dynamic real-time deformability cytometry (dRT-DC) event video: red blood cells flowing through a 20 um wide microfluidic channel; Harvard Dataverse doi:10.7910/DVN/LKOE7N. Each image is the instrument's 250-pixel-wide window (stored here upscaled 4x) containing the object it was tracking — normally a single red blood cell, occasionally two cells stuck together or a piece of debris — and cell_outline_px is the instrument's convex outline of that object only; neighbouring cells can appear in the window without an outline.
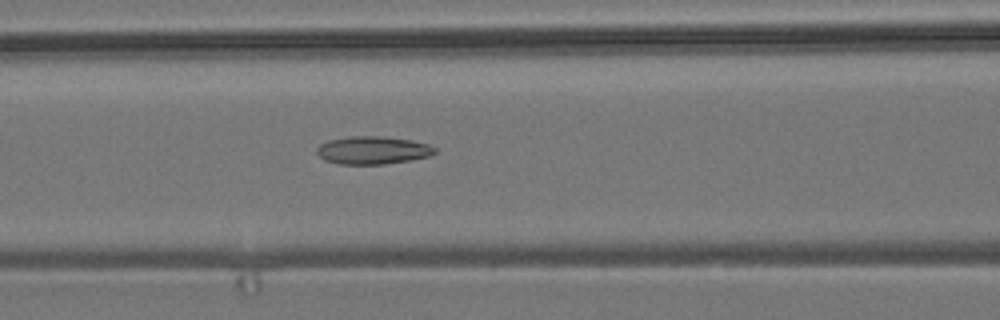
{"species": "common noctule bat (a hibernating species)", "species_latin": "Nyctalus noctula", "temperature_condition": "room temperature", "stored_images_in_passage": 55, "camera_frame_rate_fps": 3000, "um_per_image_px": 0.085, "animal": {"sex": "male", "body_mass_g": 19.2, "forearm_length_mm": 51.8}, "frame": {"image": 1, "passage_image": 23, "time_ms": 7.333, "image_size_px": [1000, 320], "cell_outline_px": [[436, 152], [428, 156], [412, 160], [384, 164], [340, 164], [324, 160], [316, 152], [316, 148], [320, 144], [328, 140], [348, 136], [384, 136], [412, 140], [428, 144], [436, 148]], "centroid_in_image_um": [31.67, 12.76], "position_along_channel_um": 134.9, "area_um2": 19.31}}
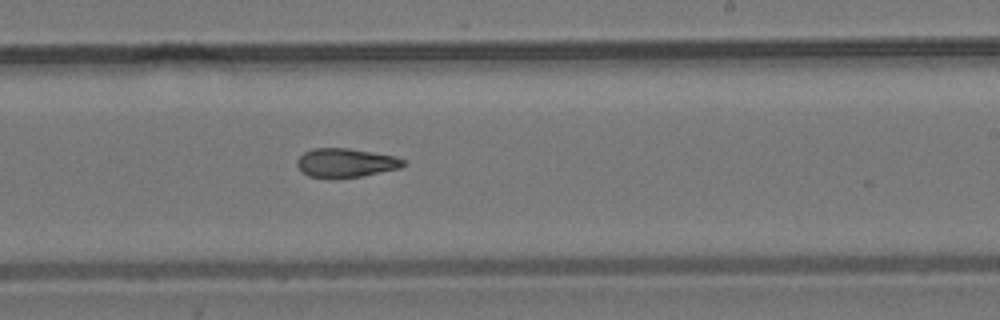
{"frame": {"image": 2, "passage_image": 33, "time_ms": 10.667, "image_size_px": [1000, 320], "cell_outline_px": [[408, 164], [400, 168], [360, 176], [308, 176], [300, 172], [296, 164], [296, 160], [304, 152], [312, 148], [348, 148], [396, 156], [404, 160]], "centroid_in_image_um": [29.38, 13.81], "position_along_channel_um": 259.6, "area_um2": 17.63}}
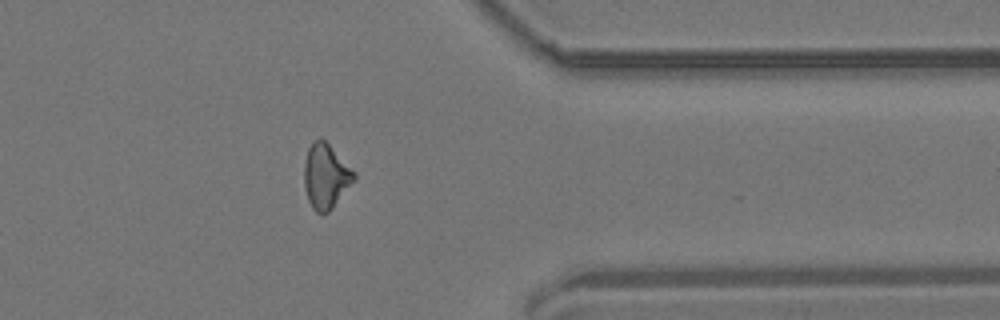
{"frame": {"image": 3, "passage_image": 44, "time_ms": 14.333, "image_size_px": [1000, 320], "cell_outline_px": [[356, 176], [332, 208], [328, 212], [316, 212], [312, 208], [308, 200], [304, 184], [304, 164], [308, 148], [312, 140], [320, 136], [356, 172]], "centroid_in_image_um": [27.66, 14.94], "position_along_channel_um": 383.7, "area_um2": 18.55}, "authors_computed_cell_mechanics": {"area_um2": 18.496, "velocity_mm_per_s": 3.7482, "shape_relaxation_time_tau1_ms": null, "shape_relaxation_time_tau2_ms": 5.3778, "deformation_change_tau1": null, "deformation_change_tau2": 0.1465}}